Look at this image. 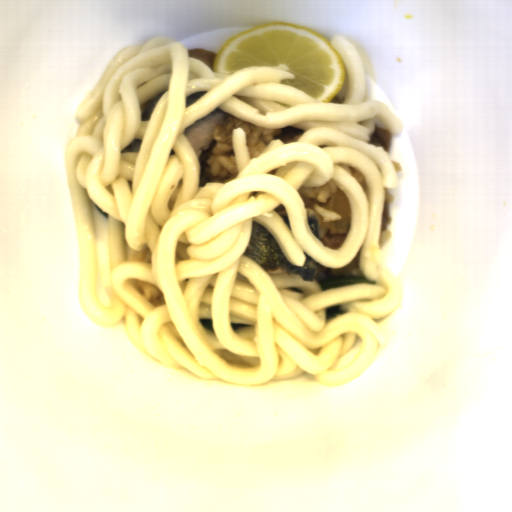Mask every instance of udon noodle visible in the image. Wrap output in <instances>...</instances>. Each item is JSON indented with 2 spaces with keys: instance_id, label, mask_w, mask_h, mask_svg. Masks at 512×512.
<instances>
[{
  "instance_id": "1",
  "label": "udon noodle",
  "mask_w": 512,
  "mask_h": 512,
  "mask_svg": "<svg viewBox=\"0 0 512 512\" xmlns=\"http://www.w3.org/2000/svg\"><path fill=\"white\" fill-rule=\"evenodd\" d=\"M329 43L347 71L342 103H322L282 80L285 69L213 71L185 43L157 36L120 48L79 103V129L65 148L78 233L77 292L88 320L124 319L136 349L170 369L237 385L315 375L335 387L366 371L388 340L373 318L395 313L404 290L369 252L379 245L385 189H399L377 118L392 136L403 121L371 100L364 62L343 35ZM262 128L306 131L273 139L250 160L232 131L239 176L199 188L200 162L184 136L213 109ZM348 196L351 226L339 250L311 231L297 190L330 182ZM253 220L282 254L327 268L359 263L373 284L321 289L299 274H268L244 254ZM339 305L344 314L325 318ZM212 319L213 331L200 319ZM230 323L249 324L233 331Z\"/></svg>"
}]
</instances>
